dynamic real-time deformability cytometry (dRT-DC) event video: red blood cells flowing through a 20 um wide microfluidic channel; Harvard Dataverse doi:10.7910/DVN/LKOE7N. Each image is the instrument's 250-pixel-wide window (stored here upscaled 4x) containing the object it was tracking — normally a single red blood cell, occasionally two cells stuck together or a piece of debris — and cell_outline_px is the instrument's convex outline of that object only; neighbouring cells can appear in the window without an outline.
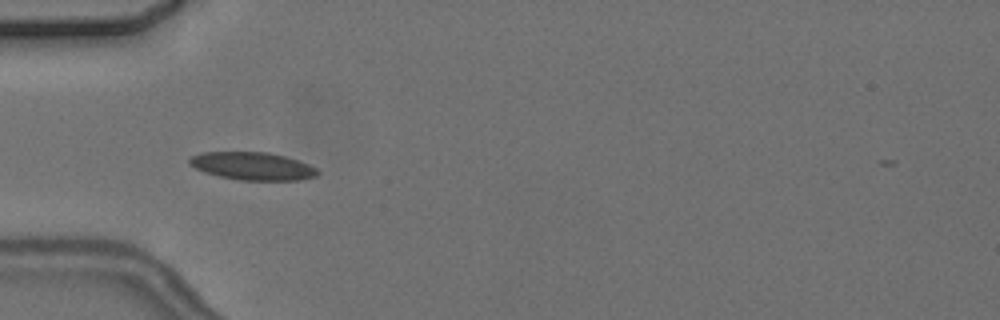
{"species": "common noctule bat (a hibernating species)", "species_latin": "Nyctalus noctula", "temperature_condition": "cold", "stored_images_in_passage": 3, "camera_frame_rate_fps": 3000, "um_per_image_px": 0.085, "animal": {"sex": "female", "body_mass_g": 24.6, "forearm_length_mm": 56.2}, "frame": {"image": 1, "passage_image": 2, "time_ms": 1.333, "image_size_px": [1000, 320], "cell_outline_px": [[320, 172], [316, 176], [300, 180], [240, 180], [220, 176], [204, 172], [188, 164], [188, 160], [192, 156], [200, 152], [268, 152], [284, 156], [308, 164], [316, 168]], "centroid_in_image_um": [21.45, 14.11], "position_along_channel_um": 63.5, "area_um2": 20.69}}
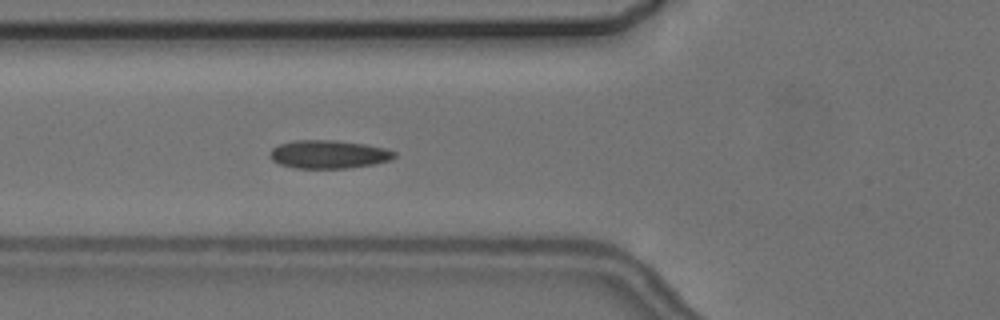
{"frame": {"image": 2, "passage_image": 3, "time_ms": 2.333, "image_size_px": [1000, 320], "cell_outline_px": [[396, 156], [388, 160], [372, 164], [348, 168], [296, 168], [280, 164], [272, 160], [268, 156], [272, 148], [280, 144], [296, 140], [336, 140], [364, 144], [388, 148], [396, 152]], "centroid_in_image_um": [27.93, 13.11], "position_along_channel_um": 97.9, "area_um2": 20.46}}